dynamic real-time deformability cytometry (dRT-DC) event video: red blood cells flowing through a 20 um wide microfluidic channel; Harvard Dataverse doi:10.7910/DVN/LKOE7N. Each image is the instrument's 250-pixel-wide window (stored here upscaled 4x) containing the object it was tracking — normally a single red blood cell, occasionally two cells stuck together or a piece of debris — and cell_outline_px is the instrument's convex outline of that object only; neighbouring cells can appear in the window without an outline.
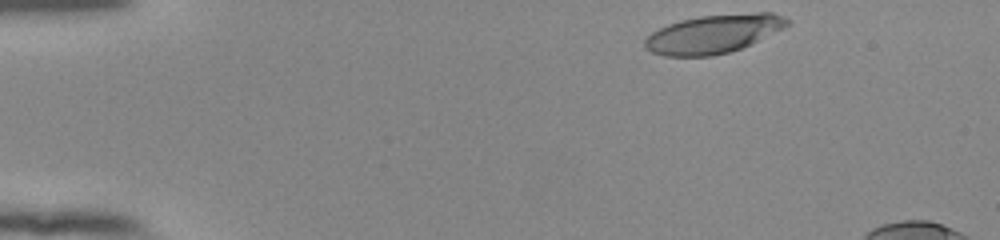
{"species": "human", "species_latin": "Homo sapiens", "temperature_condition": "room temperature", "stored_images_in_passage": 10, "camera_frame_rate_fps": 3000, "um_per_image_px": 0.085, "donor": {"sex": "female"}, "frame": {"image": 1, "passage_image": 1, "time_ms": 0.0, "image_size_px": [1000, 240], "cell_outline_px": [[792, 24], [752, 44], [728, 52], [712, 56], [664, 56], [652, 52], [644, 48], [644, 40], [652, 32], [668, 24], [680, 20], [700, 16], [756, 12], [772, 12], [784, 16], [792, 20]], "centroid_in_image_um": [60.69, 2.87], "position_along_channel_um": 24.3, "area_um2": 32.25}}